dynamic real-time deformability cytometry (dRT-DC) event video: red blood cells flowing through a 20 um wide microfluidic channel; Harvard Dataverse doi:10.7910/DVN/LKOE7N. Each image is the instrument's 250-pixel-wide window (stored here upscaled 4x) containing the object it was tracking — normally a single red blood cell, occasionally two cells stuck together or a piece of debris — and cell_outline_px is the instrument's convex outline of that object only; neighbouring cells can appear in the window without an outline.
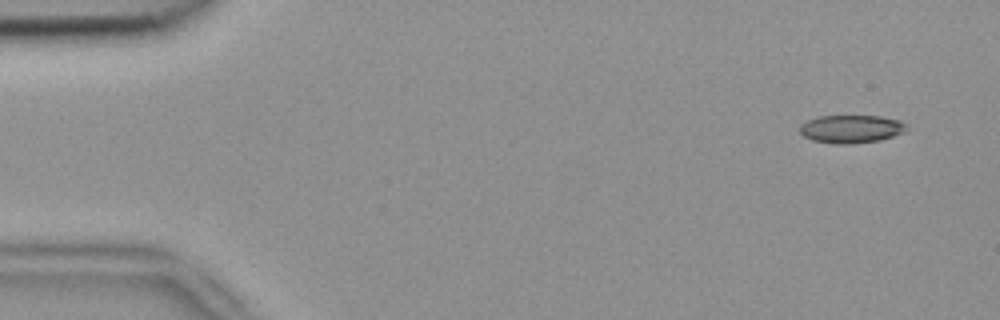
{"species": "common noctule bat (a hibernating species)", "species_latin": "Nyctalus noctula", "temperature_condition": "room temperature", "stored_images_in_passage": 4, "camera_frame_rate_fps": 3000, "um_per_image_px": 0.085, "animal": {"sex": "female", "body_mass_g": 18.4}, "frame": {"image": 1, "passage_image": 1, "time_ms": 0.0, "image_size_px": [1000, 320], "cell_outline_px": [[908, 128], [904, 132], [880, 140], [848, 144], [836, 144], [812, 140], [804, 136], [800, 132], [800, 124], [808, 120], [820, 116], [880, 116], [900, 120], [908, 124]], "centroid_in_image_um": [72.37, 10.96], "position_along_channel_um": 12.6, "area_um2": 17.46}}
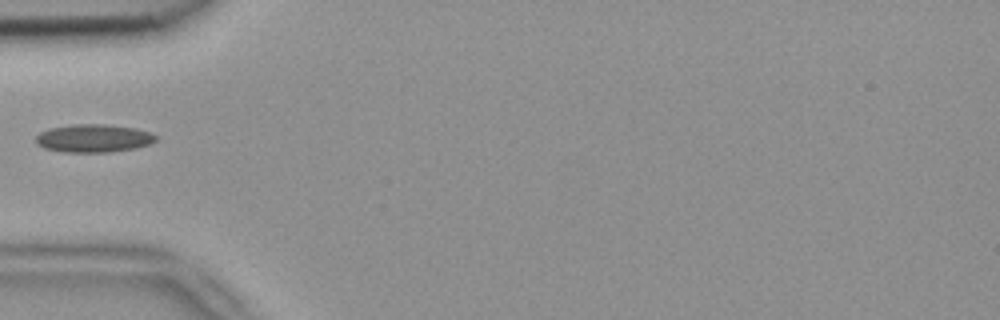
{"frame": {"image": 2, "passage_image": 4, "time_ms": 1.0, "image_size_px": [1000, 320], "cell_outline_px": [[156, 140], [148, 144], [136, 148], [108, 152], [64, 152], [44, 148], [36, 144], [36, 136], [40, 132], [48, 128], [72, 124], [104, 124], [136, 128], [152, 132], [156, 136]], "centroid_in_image_um": [7.94, 11.74], "position_along_channel_um": 77.1, "area_um2": 19.71}}